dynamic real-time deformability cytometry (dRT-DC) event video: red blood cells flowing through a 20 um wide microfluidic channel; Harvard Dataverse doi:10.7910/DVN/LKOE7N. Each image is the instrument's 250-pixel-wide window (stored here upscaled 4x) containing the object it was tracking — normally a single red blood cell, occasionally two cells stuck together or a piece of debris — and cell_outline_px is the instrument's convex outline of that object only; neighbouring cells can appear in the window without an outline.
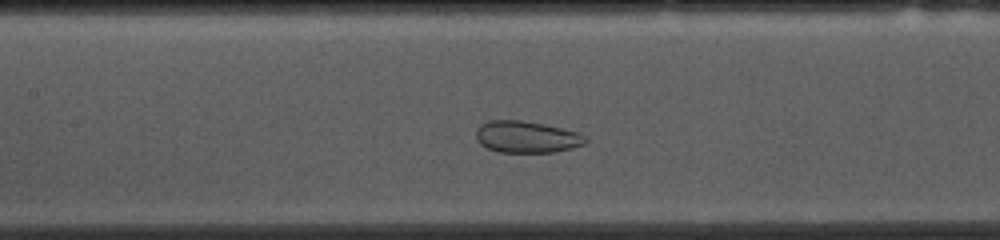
{"species": "common noctule bat (a hibernating species)", "species_latin": "Nyctalus noctula", "temperature_condition": "cold", "stored_images_in_passage": 39, "camera_frame_rate_fps": 3000, "um_per_image_px": 0.085, "animal": {"sex": "female", "body_mass_g": 10.0, "forearm_length_mm": 53.1}, "frame": {"image": 1, "passage_image": 18, "time_ms": 5.667, "image_size_px": [1000, 240], "cell_outline_px": [[588, 140], [584, 144], [572, 148], [552, 152], [496, 152], [480, 144], [476, 140], [476, 132], [480, 124], [488, 120], [520, 120], [544, 124], [576, 132], [588, 136]], "centroid_in_image_um": [44.75, 11.64], "position_along_channel_um": 162.7, "area_um2": 20.29}}
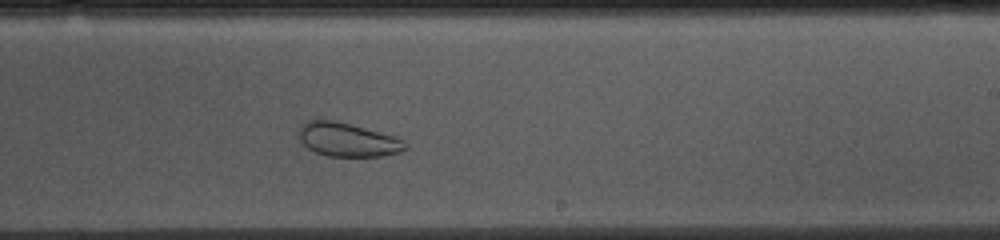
{"frame": {"image": 2, "passage_image": 26, "time_ms": 8.333, "image_size_px": [1000, 240], "cell_outline_px": [[408, 148], [400, 152], [384, 156], [328, 156], [316, 152], [308, 148], [300, 140], [296, 132], [300, 124], [308, 120], [336, 120], [392, 136], [404, 140], [408, 144]], "centroid_in_image_um": [29.51, 11.87], "position_along_channel_um": 259.5, "area_um2": 20.98}}
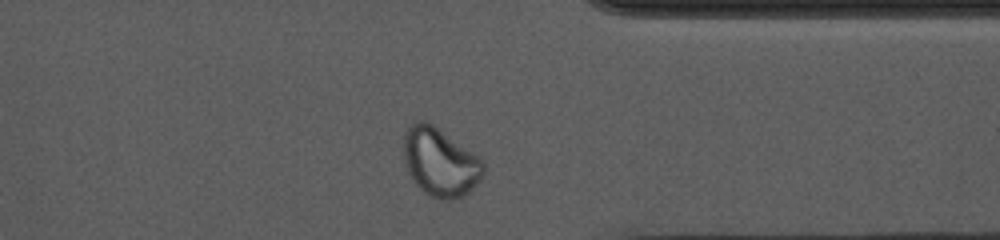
{"frame": {"image": 3, "passage_image": 36, "time_ms": 11.667, "image_size_px": [1000, 240], "cell_outline_px": [[484, 172], [480, 180], [468, 192], [452, 200], [444, 200], [432, 196], [424, 192], [416, 184], [408, 172], [404, 164], [404, 132], [408, 124], [416, 120], [424, 120], [432, 124], [476, 156], [484, 164]], "centroid_in_image_um": [37.35, 13.77], "position_along_channel_um": 374.0, "area_um2": 31.33}}